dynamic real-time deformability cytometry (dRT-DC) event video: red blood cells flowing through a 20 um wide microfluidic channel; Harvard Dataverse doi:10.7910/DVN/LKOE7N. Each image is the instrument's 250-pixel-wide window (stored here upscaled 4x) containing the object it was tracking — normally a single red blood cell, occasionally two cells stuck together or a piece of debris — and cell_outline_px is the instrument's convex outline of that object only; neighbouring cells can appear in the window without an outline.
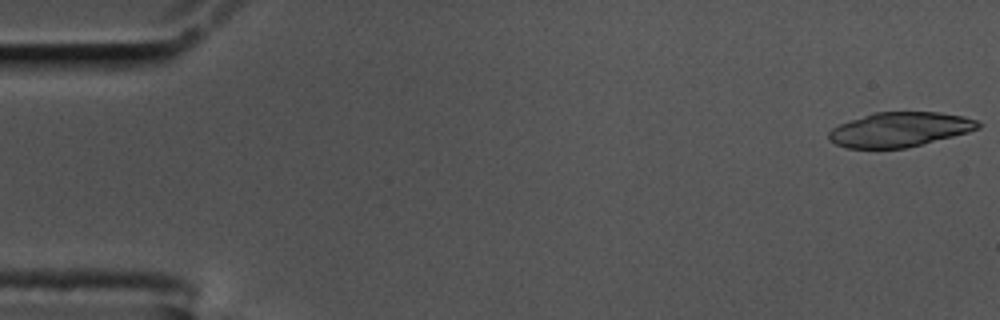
{"species": "common noctule bat (a hibernating species)", "species_latin": "Nyctalus noctula", "temperature_condition": "cold", "stored_images_in_passage": 37, "segment_of_instrument_passage": [1, 2], "camera_frame_rate_fps": 3000, "um_per_image_px": 0.085, "animal": {"sex": "male", "body_mass_g": 17.5, "forearm_length_mm": 52.3}, "frame": {"image": 1, "passage_image": 1, "time_ms": 0.0, "image_size_px": [1000, 320], "cell_outline_px": [[984, 124], [980, 128], [968, 132], [908, 148], [848, 148], [836, 144], [828, 140], [828, 132], [832, 128], [840, 124], [872, 112], [940, 112], [964, 116], [976, 120]], "centroid_in_image_um": [76.49, 11.0], "position_along_channel_um": 8.5, "area_um2": 30.23}}
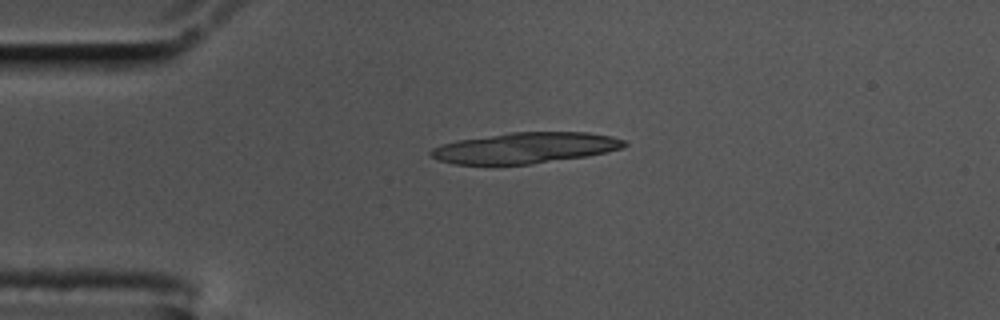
{"frame": {"image": 2, "passage_image": 13, "time_ms": 4.0, "image_size_px": [1000, 320], "cell_outline_px": [[628, 144], [624, 148], [608, 152], [588, 156], [532, 164], [456, 164], [440, 160], [432, 156], [428, 152], [432, 148], [456, 140], [508, 132], [588, 132], [612, 136], [624, 140]], "centroid_in_image_um": [44.7, 12.56], "position_along_channel_um": 40.3, "area_um2": 34.91}}